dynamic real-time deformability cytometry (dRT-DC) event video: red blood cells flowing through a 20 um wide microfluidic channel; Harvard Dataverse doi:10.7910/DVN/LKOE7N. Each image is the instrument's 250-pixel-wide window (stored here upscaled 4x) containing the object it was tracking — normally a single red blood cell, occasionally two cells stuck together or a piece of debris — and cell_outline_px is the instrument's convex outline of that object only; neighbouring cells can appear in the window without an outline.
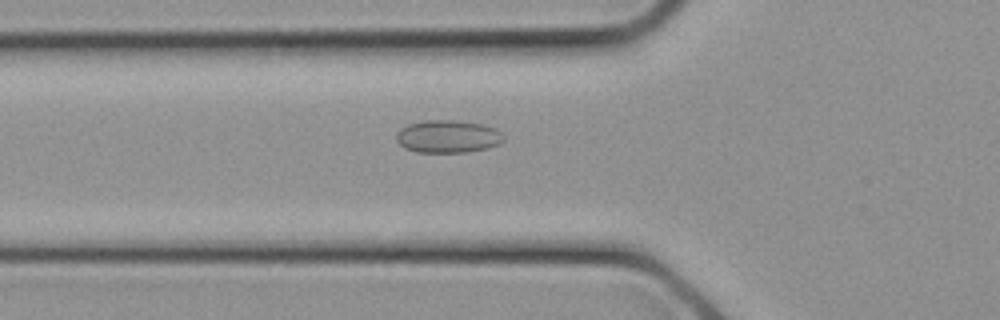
{"species": "common noctule bat (a hibernating species)", "species_latin": "Nyctalus noctula", "temperature_condition": "cold", "stored_images_in_passage": 12, "camera_frame_rate_fps": 3000, "um_per_image_px": 0.085, "animal": {"sex": "female", "body_mass_g": 21.9}, "frame": {"image": 1, "passage_image": 10, "time_ms": 3.0, "image_size_px": [1000, 320], "cell_outline_px": [[504, 140], [500, 144], [468, 152], [416, 152], [404, 148], [396, 140], [396, 132], [400, 128], [408, 124], [424, 120], [456, 120], [484, 124], [496, 128], [504, 136]], "centroid_in_image_um": [38.06, 11.59], "position_along_channel_um": 87.7, "area_um2": 20.63}}
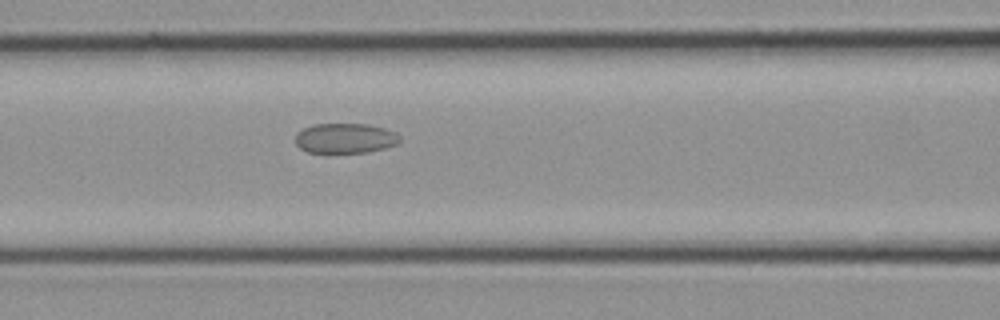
{"frame": {"image": 2, "passage_image": 12, "time_ms": 3.667, "image_size_px": [1000, 320], "cell_outline_px": [[400, 140], [396, 144], [384, 148], [368, 152], [324, 156], [308, 152], [300, 148], [296, 144], [296, 132], [312, 124], [368, 124], [384, 128], [396, 132], [400, 136]], "centroid_in_image_um": [29.29, 11.8], "position_along_channel_um": 137.3, "area_um2": 19.07}}